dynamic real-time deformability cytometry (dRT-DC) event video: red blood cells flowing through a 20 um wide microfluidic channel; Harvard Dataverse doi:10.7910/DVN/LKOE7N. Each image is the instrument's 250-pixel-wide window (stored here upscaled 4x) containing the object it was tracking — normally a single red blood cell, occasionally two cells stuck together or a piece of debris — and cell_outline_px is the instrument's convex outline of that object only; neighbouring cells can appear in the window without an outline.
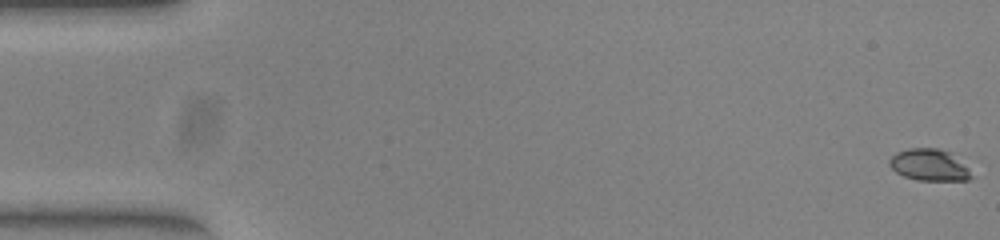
{"species": "common noctule bat (a hibernating species)", "species_latin": "Nyctalus noctula", "temperature_condition": "warm", "stored_images_in_passage": 53, "camera_frame_rate_fps": 3000, "um_per_image_px": 0.085, "animal": {"sex": "female", "body_mass_g": 23.0, "forearm_length_mm": 53.4}, "frame": {"image": 1, "passage_image": 1, "time_ms": 0.0, "image_size_px": [1000, 240], "cell_outline_px": [[972, 176], [968, 180], [916, 180], [904, 176], [896, 172], [888, 164], [888, 160], [896, 152], [908, 148], [936, 148], [952, 152], [968, 168]], "centroid_in_image_um": [78.97, 14.01], "position_along_channel_um": 6.0, "area_um2": 15.2}}
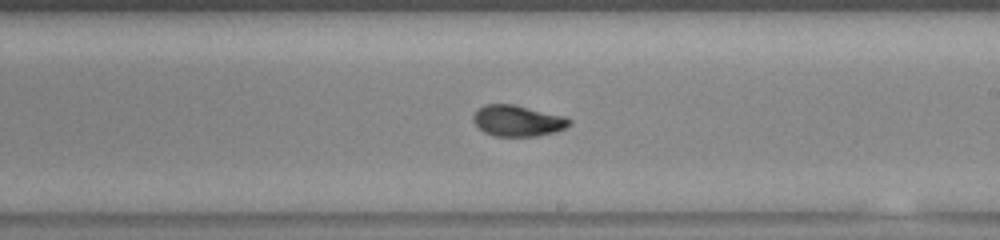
{"frame": {"image": 2, "passage_image": 31, "time_ms": 10.0, "image_size_px": [1000, 240], "cell_outline_px": [[572, 124], [556, 132], [536, 136], [496, 136], [484, 132], [472, 120], [472, 116], [484, 104], [512, 104], [564, 116], [572, 120]], "centroid_in_image_um": [44.02, 10.27], "position_along_channel_um": 245.0, "area_um2": 17.28}}
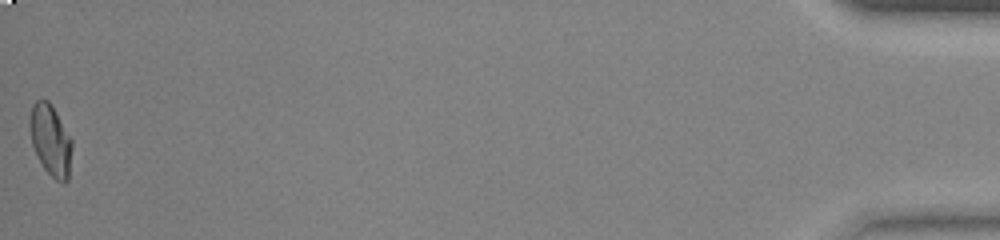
{"frame": {"image": 3, "passage_image": 53, "time_ms": 17.333, "image_size_px": [1000, 240], "cell_outline_px": [[72, 148], [68, 180], [64, 184], [56, 180], [44, 168], [36, 156], [32, 144], [28, 128], [28, 120], [32, 104], [36, 100], [48, 100], [56, 112], [72, 140]], "centroid_in_image_um": [4.27, 11.91], "position_along_channel_um": 430.9, "area_um2": 17.69}, "authors_computed_cell_mechanics": {"area_um2": 17.1666, "velocity_mm_per_s": 3.9344, "shape_relaxation_time_tau1_ms": 5.3344, "shape_relaxation_time_tau2_ms": 1.2119, "deformation_change_tau1": 0.2054, "deformation_change_tau2": 0.0539}}